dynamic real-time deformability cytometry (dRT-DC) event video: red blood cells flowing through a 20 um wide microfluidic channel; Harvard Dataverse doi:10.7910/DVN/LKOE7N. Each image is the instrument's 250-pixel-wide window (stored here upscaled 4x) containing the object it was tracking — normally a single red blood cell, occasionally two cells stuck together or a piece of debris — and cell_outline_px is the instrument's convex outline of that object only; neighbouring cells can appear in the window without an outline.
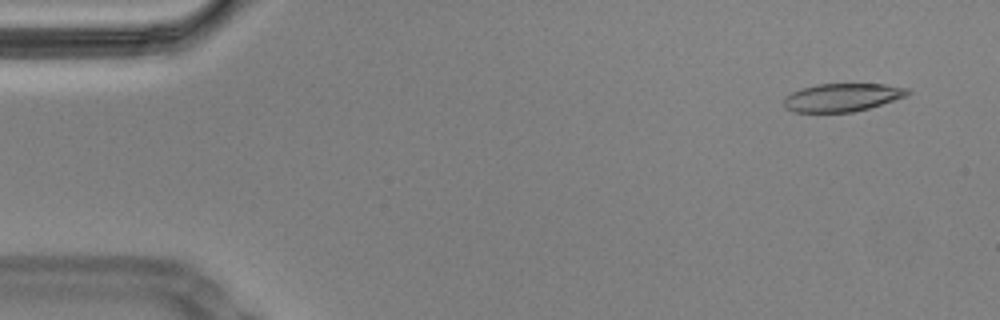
{"species": "Egyptian fruit bat (a non-hibernating species)", "species_latin": "Rousettus aegyptiacus", "temperature_condition": "cold", "stored_images_in_passage": 58, "camera_frame_rate_fps": 3000, "um_per_image_px": 0.085, "animal": {"sex": "male"}, "frame": {"image": 1, "passage_image": 4, "time_ms": 1.0, "image_size_px": [1000, 320], "cell_outline_px": [[912, 92], [908, 96], [868, 108], [852, 112], [792, 112], [784, 108], [784, 100], [792, 92], [816, 84], [884, 84], [908, 88]], "centroid_in_image_um": [71.62, 8.28], "position_along_channel_um": 13.4, "area_um2": 20.23}}
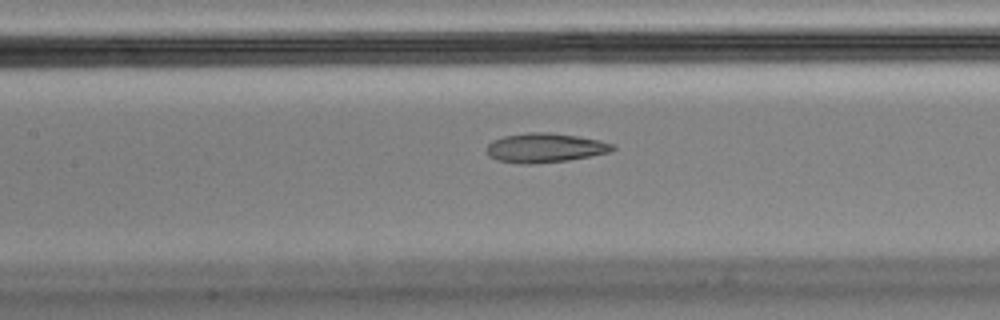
{"frame": {"image": 2, "passage_image": 26, "time_ms": 8.333, "image_size_px": [1000, 320], "cell_outline_px": [[616, 148], [608, 152], [592, 156], [568, 160], [532, 164], [520, 164], [496, 160], [488, 156], [488, 144], [492, 140], [504, 136], [528, 132], [552, 132], [600, 140], [616, 144]], "centroid_in_image_um": [46.33, 12.56], "position_along_channel_um": 161.1, "area_um2": 21.68}}
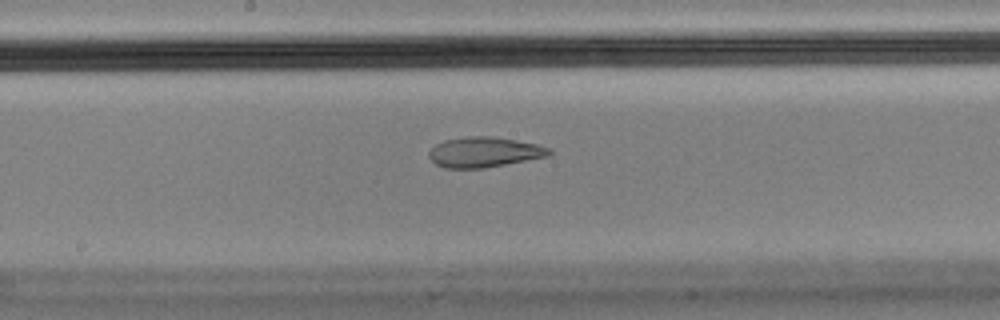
{"frame": {"image": 3, "passage_image": 30, "time_ms": 9.667, "image_size_px": [1000, 320], "cell_outline_px": [[552, 152], [548, 156], [484, 168], [444, 168], [436, 164], [428, 156], [428, 152], [436, 144], [444, 140], [468, 136], [492, 136], [516, 140], [536, 144], [552, 148]], "centroid_in_image_um": [41.15, 12.92], "position_along_channel_um": 207.0, "area_um2": 21.15}, "authors_computed_cell_mechanics": {"area_um2": 21.9351, "velocity_mm_per_s": 3.4532, "shape_relaxation_time_tau1_ms": null, "shape_relaxation_time_tau2_ms": 1.8551, "deformation_change_tau1": null, "deformation_change_tau2": 0.0925}}